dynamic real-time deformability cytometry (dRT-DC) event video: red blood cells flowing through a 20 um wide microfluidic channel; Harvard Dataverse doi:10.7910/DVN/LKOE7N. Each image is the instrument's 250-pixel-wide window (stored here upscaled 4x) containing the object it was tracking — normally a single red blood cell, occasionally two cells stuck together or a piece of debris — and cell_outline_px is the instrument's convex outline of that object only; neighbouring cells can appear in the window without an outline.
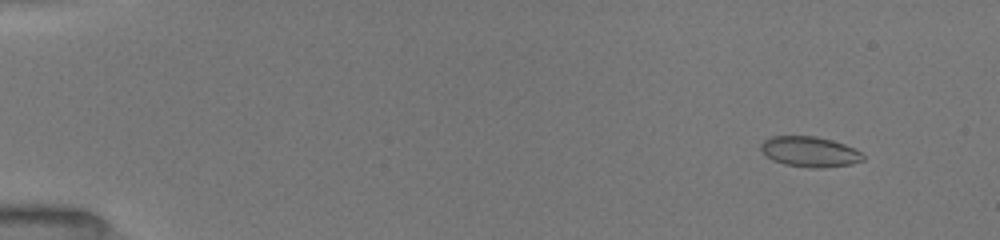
{"species": "common noctule bat (a hibernating species)", "species_latin": "Nyctalus noctula", "temperature_condition": "room temperature", "stored_images_in_passage": 20, "camera_frame_rate_fps": 3000, "um_per_image_px": 0.085, "animal": {"sex": "female", "body_mass_g": 19.5, "forearm_length_mm": 54.1}, "frame": {"image": 1, "passage_image": 3, "time_ms": 1.333, "image_size_px": [1000, 240], "cell_outline_px": [[864, 160], [852, 164], [820, 168], [812, 168], [784, 164], [772, 160], [760, 148], [760, 144], [764, 140], [772, 136], [816, 136], [832, 140], [844, 144], [860, 152], [864, 156]], "centroid_in_image_um": [68.82, 12.89], "position_along_channel_um": 16.2, "area_um2": 17.98}}
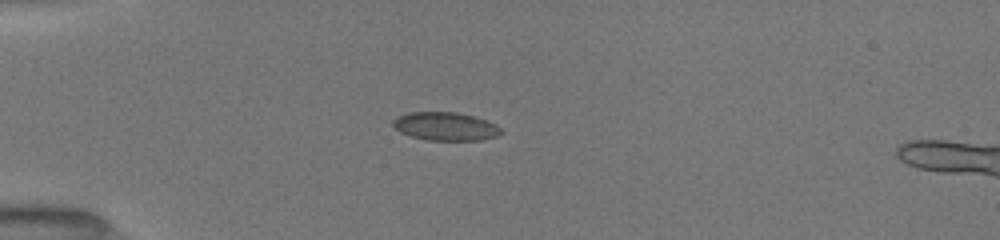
{"frame": {"image": 2, "passage_image": 11, "time_ms": 4.667, "image_size_px": [1000, 240], "cell_outline_px": [[504, 132], [500, 136], [480, 140], [428, 140], [412, 136], [400, 132], [392, 124], [392, 120], [396, 116], [408, 112], [456, 112], [488, 120], [496, 124]], "centroid_in_image_um": [37.89, 10.74], "position_along_channel_um": 47.1, "area_um2": 17.98}}
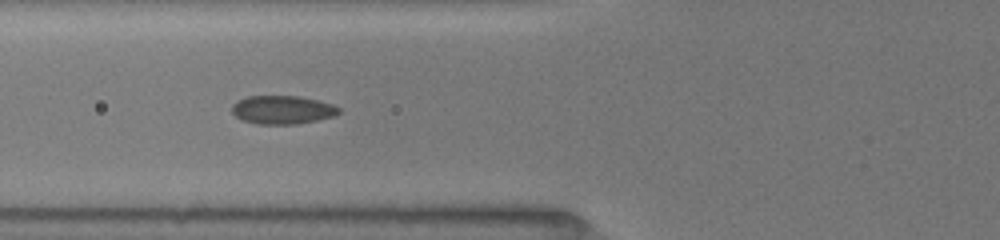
{"frame": {"image": 3, "passage_image": 19, "time_ms": 6.667, "image_size_px": [1000, 240], "cell_outline_px": [[340, 112], [332, 116], [316, 120], [296, 124], [256, 124], [240, 120], [232, 112], [232, 104], [236, 100], [248, 96], [300, 96], [320, 100], [332, 104], [340, 108]], "centroid_in_image_um": [23.97, 9.33], "position_along_channel_um": 101.8, "area_um2": 17.86}}